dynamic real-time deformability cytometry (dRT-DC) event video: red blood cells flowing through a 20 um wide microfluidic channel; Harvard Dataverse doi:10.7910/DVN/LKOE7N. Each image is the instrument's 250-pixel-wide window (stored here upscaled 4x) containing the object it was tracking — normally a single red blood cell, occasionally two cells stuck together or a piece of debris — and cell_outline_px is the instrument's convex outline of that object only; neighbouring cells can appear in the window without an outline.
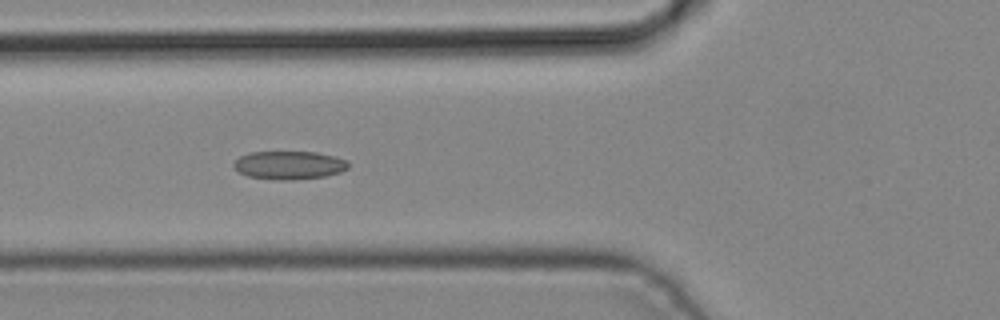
{"species": "common noctule bat (a hibernating species)", "species_latin": "Nyctalus noctula", "temperature_condition": "cold", "stored_images_in_passage": 5, "camera_frame_rate_fps": 3000, "um_per_image_px": 0.085, "animal": {"sex": "male", "body_mass_g": 19.2, "forearm_length_mm": 51.8}, "frame": {"image": 1, "passage_image": 5, "time_ms": 1.333, "image_size_px": [1000, 320], "cell_outline_px": [[348, 168], [340, 172], [324, 176], [292, 180], [280, 180], [248, 176], [240, 172], [232, 164], [240, 156], [248, 152], [316, 152], [336, 156], [348, 160]], "centroid_in_image_um": [24.6, 14.03], "position_along_channel_um": 101.2, "area_um2": 18.84}}